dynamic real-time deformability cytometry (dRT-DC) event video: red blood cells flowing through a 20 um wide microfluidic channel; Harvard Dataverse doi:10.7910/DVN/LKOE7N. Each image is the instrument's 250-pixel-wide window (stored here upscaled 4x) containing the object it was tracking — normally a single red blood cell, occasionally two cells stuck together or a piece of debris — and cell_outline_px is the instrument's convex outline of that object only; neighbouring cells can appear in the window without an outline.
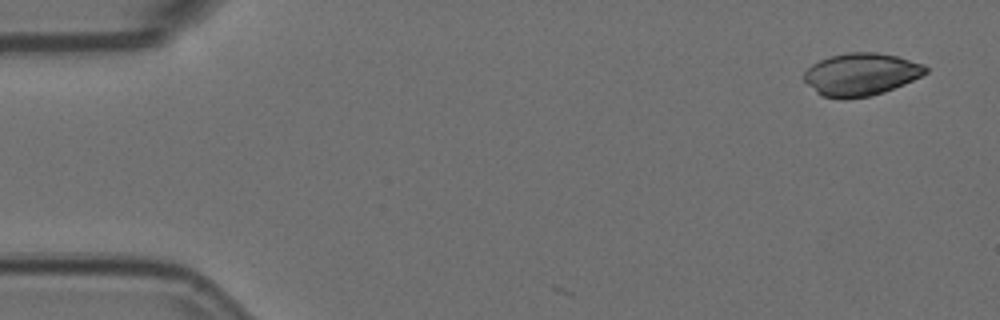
{"species": "Egyptian fruit bat (a non-hibernating species)", "species_latin": "Rousettus aegyptiacus", "temperature_condition": "room temperature", "stored_images_in_passage": 4, "camera_frame_rate_fps": 3000, "um_per_image_px": 0.085, "animal": {"sex": "female"}, "frame": {"image": 1, "passage_image": 1, "time_ms": 0.0, "image_size_px": [1000, 320], "cell_outline_px": [[928, 72], [904, 84], [884, 92], [868, 96], [820, 96], [804, 80], [804, 72], [812, 64], [820, 60], [832, 56], [848, 52], [876, 52], [896, 56], [924, 64], [928, 68]], "centroid_in_image_um": [73.2, 6.28], "position_along_channel_um": 11.8, "area_um2": 29.42}}
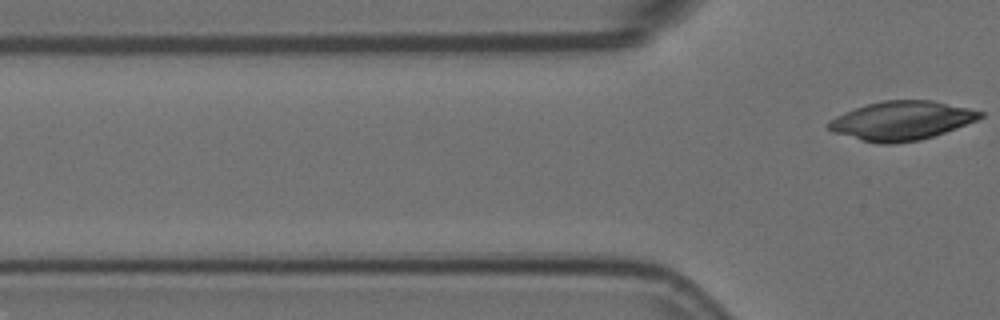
{"frame": {"image": 2, "passage_image": 4, "time_ms": 1.0, "image_size_px": [1000, 320], "cell_outline_px": [[984, 116], [976, 120], [956, 128], [920, 140], [892, 144], [880, 144], [860, 140], [832, 132], [828, 128], [828, 120], [844, 112], [868, 104], [884, 100], [932, 100], [968, 108], [984, 112]], "centroid_in_image_um": [76.61, 10.26], "position_along_channel_um": 49.2, "area_um2": 34.22}}